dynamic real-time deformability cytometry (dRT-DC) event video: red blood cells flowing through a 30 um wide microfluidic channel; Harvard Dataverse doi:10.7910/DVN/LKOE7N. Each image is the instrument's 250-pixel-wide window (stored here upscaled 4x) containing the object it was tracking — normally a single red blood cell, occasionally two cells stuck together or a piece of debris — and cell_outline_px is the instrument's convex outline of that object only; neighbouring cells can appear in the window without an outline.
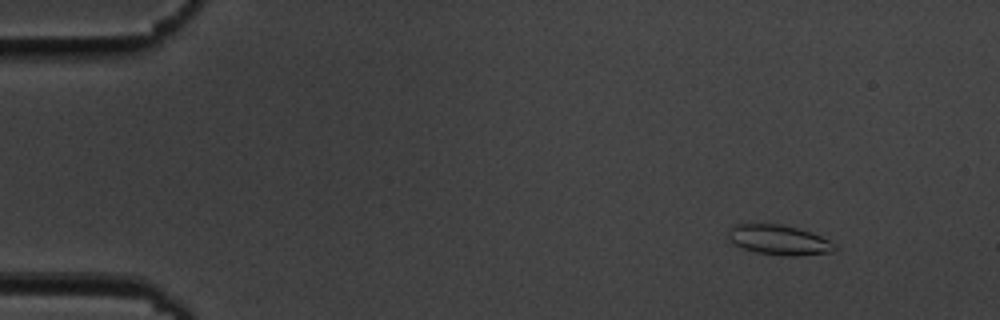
{"species": "common noctule bat (a hibernating species)", "species_latin": "Nyctalus noctula", "temperature_condition": "cold", "stored_images_in_passage": 50, "camera_frame_rate_fps": 3000, "um_per_image_px": 0.085, "animal": {"sex": "male", "body_mass_g": 19.5, "forearm_length_mm": 54.6}, "frame": {"image": 1, "passage_image": 1, "time_ms": 0.0, "image_size_px": [1000, 320], "cell_outline_px": [[840, 248], [832, 252], [796, 256], [784, 256], [756, 252], [744, 248], [736, 244], [728, 236], [728, 232], [736, 224], [780, 224], [796, 228], [820, 236], [836, 244]], "centroid_in_image_um": [66.27, 20.41], "position_along_channel_um": 18.7, "area_um2": 18.26}}
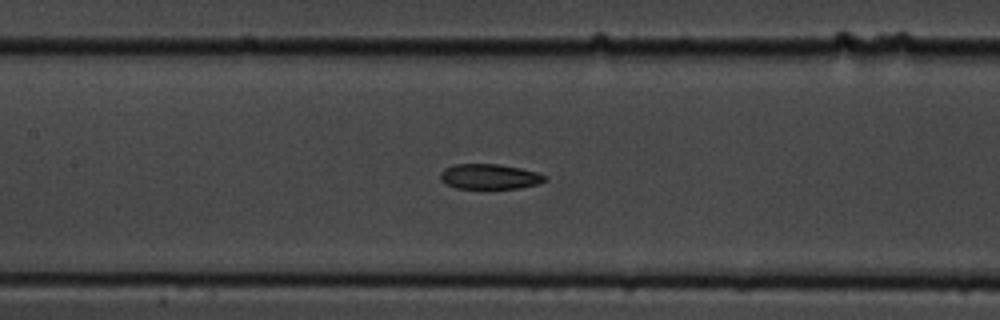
{"frame": {"image": 2, "passage_image": 21, "time_ms": 6.667, "image_size_px": [1000, 320], "cell_outline_px": [[548, 180], [540, 184], [520, 188], [456, 188], [440, 180], [440, 172], [444, 168], [456, 164], [500, 164], [520, 168], [536, 172], [548, 176]], "centroid_in_image_um": [41.65, 15.0], "position_along_channel_um": 165.7, "area_um2": 15.43}}
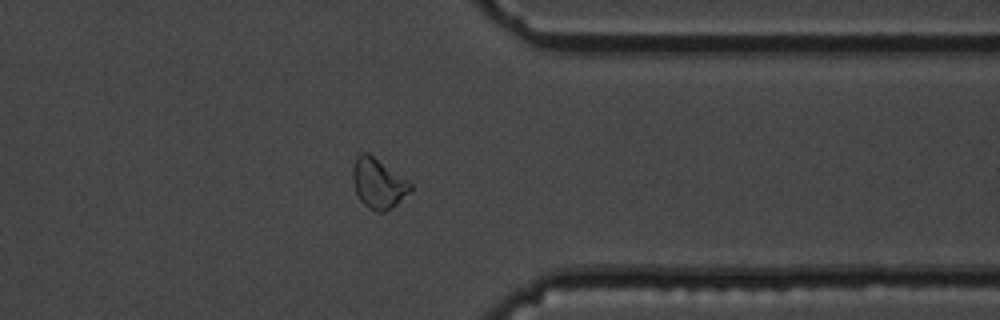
{"frame": {"image": 3, "passage_image": 39, "time_ms": 12.667, "image_size_px": [1000, 320], "cell_outline_px": [[412, 188], [392, 208], [384, 212], [376, 212], [368, 208], [356, 196], [352, 180], [352, 168], [356, 156], [360, 152], [368, 152], [408, 180], [412, 184]], "centroid_in_image_um": [32.1, 15.58], "position_along_channel_um": 379.3, "area_um2": 16.94}, "authors_computed_cell_mechanics": {"area_um2": 16.8776, "velocity_mm_per_s": 3.6509, "shape_relaxation_time_tau1_ms": 8.2161, "shape_relaxation_time_tau2_ms": 4.3181, "deformation_change_tau1": 0.1639, "deformation_change_tau2": 0.1059}}